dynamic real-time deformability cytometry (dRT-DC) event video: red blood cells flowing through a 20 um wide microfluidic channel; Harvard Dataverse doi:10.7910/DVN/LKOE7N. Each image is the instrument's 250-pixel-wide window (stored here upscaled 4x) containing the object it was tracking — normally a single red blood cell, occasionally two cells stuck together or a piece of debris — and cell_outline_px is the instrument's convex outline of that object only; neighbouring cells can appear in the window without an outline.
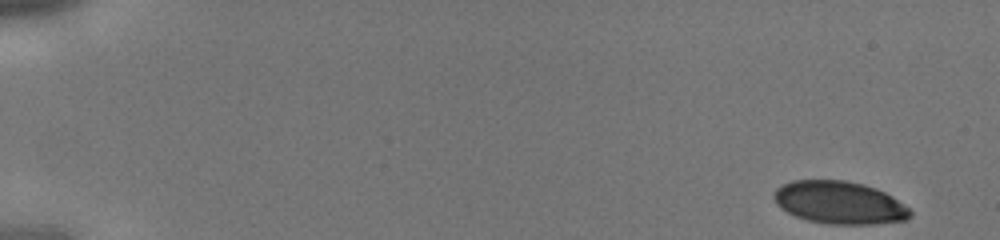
{"species": "human", "species_latin": "Homo sapiens", "temperature_condition": "cold", "stored_images_in_passage": 42, "camera_frame_rate_fps": 3000, "um_per_image_px": 0.085, "donor": {"sex": "male"}, "frame": {"image": 1, "passage_image": 1, "time_ms": 0.0, "image_size_px": [1000, 240], "cell_outline_px": [[912, 212], [904, 220], [876, 224], [828, 224], [808, 220], [796, 216], [780, 208], [776, 204], [772, 196], [776, 188], [792, 180], [844, 180], [864, 184], [876, 188], [892, 196], [908, 208]], "centroid_in_image_um": [71.31, 17.21], "position_along_channel_um": 13.7, "area_um2": 33.81}}
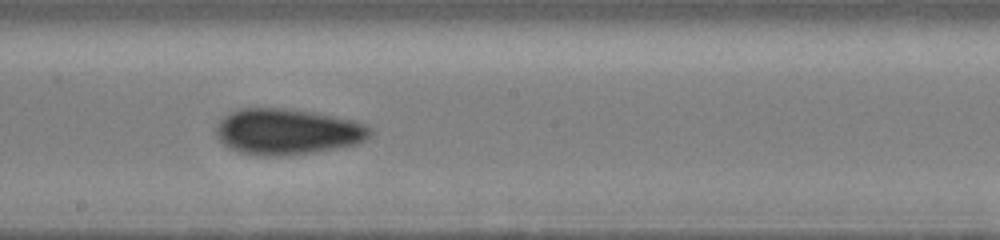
{"frame": {"image": 2, "passage_image": 24, "time_ms": 7.667, "image_size_px": [1000, 240], "cell_outline_px": [[372, 136], [356, 144], [312, 152], [284, 156], [256, 156], [240, 152], [228, 148], [216, 136], [216, 124], [224, 116], [240, 108], [284, 108], [316, 112], [356, 120], [368, 124], [372, 128]], "centroid_in_image_um": [24.45, 11.18], "position_along_channel_um": 223.8, "area_um2": 41.67}}
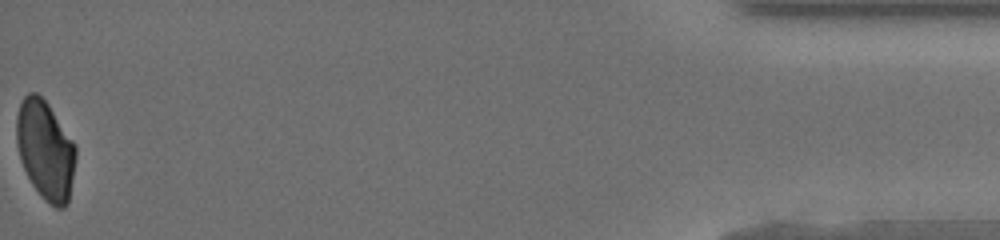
{"frame": {"image": 3, "passage_image": 42, "time_ms": 13.667, "image_size_px": [1000, 240], "cell_outline_px": [[76, 160], [68, 204], [64, 208], [56, 208], [44, 200], [32, 184], [20, 160], [16, 144], [16, 116], [20, 104], [24, 96], [28, 92], [36, 92], [48, 104], [76, 144]], "centroid_in_image_um": [3.86, 12.76], "position_along_channel_um": 431.3, "area_um2": 34.45}}